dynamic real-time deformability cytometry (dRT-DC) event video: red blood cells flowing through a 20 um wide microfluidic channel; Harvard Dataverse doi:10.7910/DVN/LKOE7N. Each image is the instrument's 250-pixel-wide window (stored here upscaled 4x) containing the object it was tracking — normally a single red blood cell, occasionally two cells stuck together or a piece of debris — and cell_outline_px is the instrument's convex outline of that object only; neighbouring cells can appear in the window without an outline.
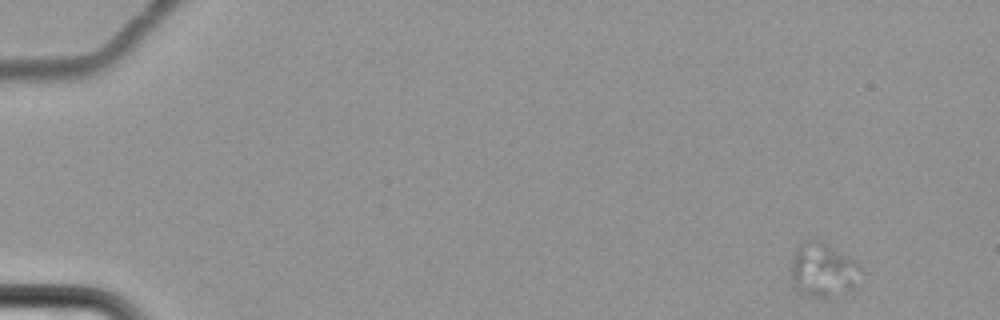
{"species": "common noctule bat (a hibernating species)", "species_latin": "Nyctalus noctula", "temperature_condition": "cold", "stored_images_in_passage": 8, "camera_frame_rate_fps": 3000, "um_per_image_px": 0.085, "animal": {"sex": "female", "body_mass_g": 22.7, "forearm_length_mm": 54.2}, "frame": {"image": 1, "passage_image": 2, "time_ms": 1.0, "image_size_px": [1000, 320], "cell_outline_px": [[860, 268], [852, 288], [828, 296], [808, 296], [800, 292], [792, 284], [792, 260], [796, 248], [804, 240], [812, 240], [824, 244], [852, 260]], "centroid_in_image_um": [69.86, 22.95], "position_along_channel_um": 15.1, "area_um2": 20.58}}
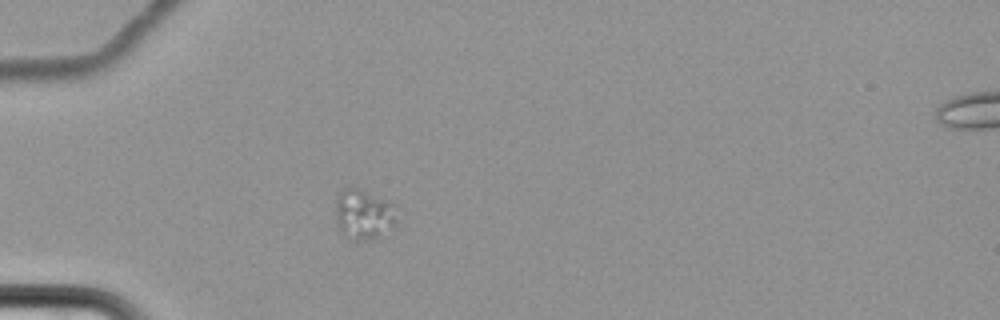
{"frame": {"image": 2, "passage_image": 7, "time_ms": 7.0, "image_size_px": [1000, 320], "cell_outline_px": [[396, 228], [380, 236], [368, 240], [352, 240], [344, 236], [340, 232], [336, 224], [336, 192], [344, 188], [356, 188], [392, 200], [396, 204]], "centroid_in_image_um": [30.94, 18.22], "position_along_channel_um": 54.1, "area_um2": 18.73}}